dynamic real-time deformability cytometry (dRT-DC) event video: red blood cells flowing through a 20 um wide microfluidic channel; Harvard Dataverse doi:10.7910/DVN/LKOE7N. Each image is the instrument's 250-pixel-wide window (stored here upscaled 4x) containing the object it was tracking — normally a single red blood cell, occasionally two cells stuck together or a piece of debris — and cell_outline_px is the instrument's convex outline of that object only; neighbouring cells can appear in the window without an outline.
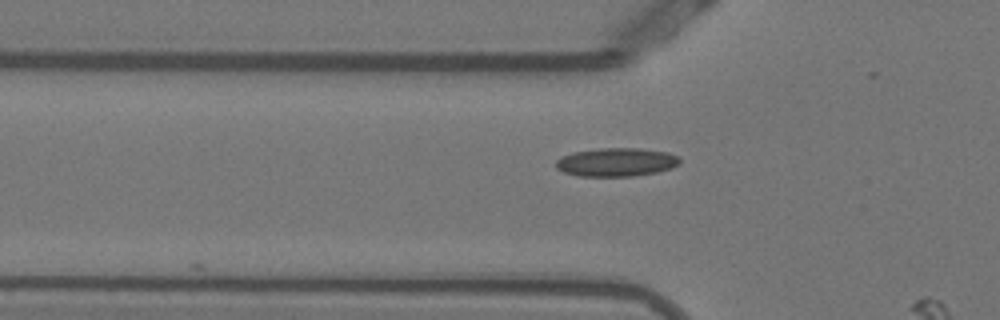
{"species": "Egyptian fruit bat (a non-hibernating species)", "species_latin": "Rousettus aegyptiacus", "temperature_condition": "warm", "stored_images_in_passage": 7, "camera_frame_rate_fps": 3000, "um_per_image_px": 0.085, "animal": {"sex": "female"}, "frame": {"image": 1, "passage_image": 5, "time_ms": 1.333, "image_size_px": [1000, 320], "cell_outline_px": [[680, 164], [672, 168], [656, 172], [632, 176], [580, 176], [564, 172], [556, 168], [556, 160], [560, 156], [572, 152], [600, 148], [640, 148], [668, 152], [676, 156], [680, 160]], "centroid_in_image_um": [52.37, 13.77], "position_along_channel_um": 73.4, "area_um2": 20.63}}